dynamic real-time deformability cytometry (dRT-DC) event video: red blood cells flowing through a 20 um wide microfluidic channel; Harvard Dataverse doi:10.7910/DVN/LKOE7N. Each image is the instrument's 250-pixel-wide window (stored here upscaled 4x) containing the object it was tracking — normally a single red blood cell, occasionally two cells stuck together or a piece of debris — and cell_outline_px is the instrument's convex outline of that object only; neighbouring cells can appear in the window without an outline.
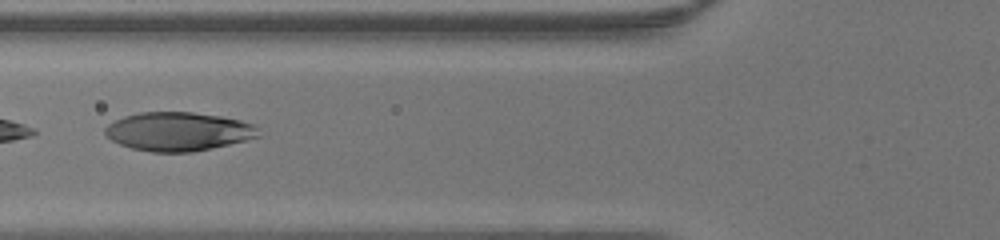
{"species": "human", "species_latin": "Homo sapiens", "temperature_condition": "warm", "stored_images_in_passage": 33, "segment_of_instrument_passage": [2, 2], "camera_frame_rate_fps": 3000, "um_per_image_px": 0.085, "donor": {"sex": "male"}, "frame": {"image": 1, "passage_image": 17, "time_ms": 5.333, "image_size_px": [1000, 240], "cell_outline_px": [[260, 136], [248, 140], [212, 148], [192, 152], [152, 152], [132, 148], [120, 144], [112, 140], [104, 132], [104, 128], [108, 124], [124, 116], [140, 112], [192, 112], [220, 116], [240, 120], [256, 124]], "centroid_in_image_um": [15.18, 11.17], "position_along_channel_um": 110.6, "area_um2": 34.68}}
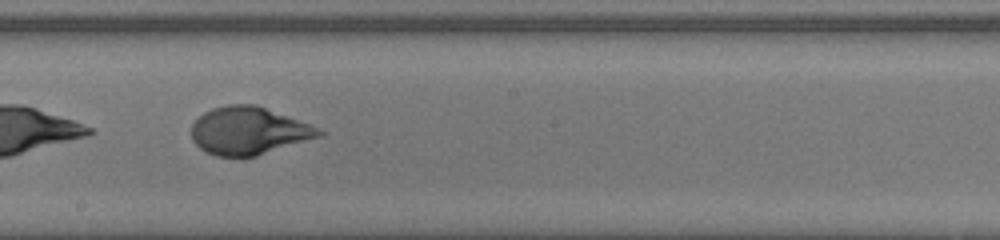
{"frame": {"image": 2, "passage_image": 25, "time_ms": 8.0, "image_size_px": [1000, 240], "cell_outline_px": [[324, 136], [256, 156], [216, 156], [200, 148], [192, 140], [192, 124], [204, 112], [212, 108], [228, 104], [256, 104], [308, 124], [324, 132]], "centroid_in_image_um": [21.13, 11.12], "position_along_channel_um": 227.1, "area_um2": 35.2}}
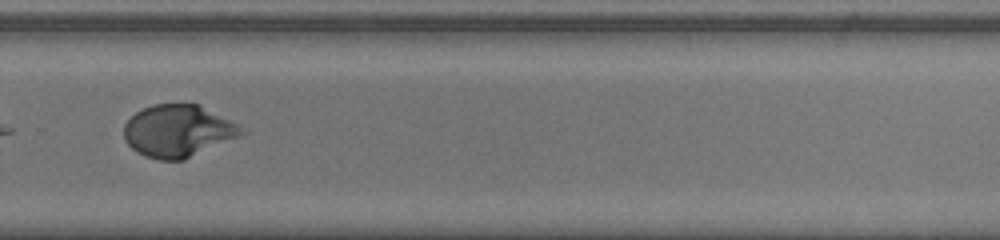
{"frame": {"image": 3, "passage_image": 31, "time_ms": 10.0, "image_size_px": [1000, 240], "cell_outline_px": [[248, 132], [184, 160], [160, 160], [136, 152], [128, 144], [124, 136], [124, 124], [136, 112], [152, 104], [196, 104], [236, 124]], "centroid_in_image_um": [15.09, 11.14], "position_along_channel_um": 314.7, "area_um2": 35.08}}